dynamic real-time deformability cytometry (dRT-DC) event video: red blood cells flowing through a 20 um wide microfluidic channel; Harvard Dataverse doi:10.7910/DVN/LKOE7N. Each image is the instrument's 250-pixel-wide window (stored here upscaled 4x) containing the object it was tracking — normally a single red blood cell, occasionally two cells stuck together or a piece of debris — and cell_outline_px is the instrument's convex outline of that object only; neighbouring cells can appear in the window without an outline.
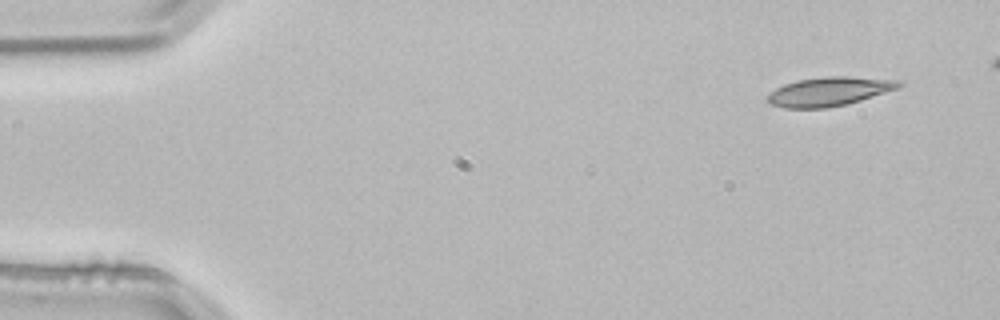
{"species": "common noctule bat (a hibernating species)", "species_latin": "Nyctalus noctula", "temperature_condition": "room temperature", "stored_images_in_passage": 4, "camera_frame_rate_fps": 3000, "um_per_image_px": 0.085, "animal": {"sex": "male", "body_mass_g": 21.5, "forearm_length_mm": 52.0}, "frame": {"image": 1, "passage_image": 1, "time_ms": 0.0, "image_size_px": [1000, 320], "cell_outline_px": [[904, 84], [900, 88], [848, 104], [828, 108], [784, 108], [772, 104], [768, 100], [768, 92], [784, 84], [796, 80], [824, 76], [848, 76], [904, 80]], "centroid_in_image_um": [70.54, 7.76], "position_along_channel_um": 14.5, "area_um2": 22.54}}